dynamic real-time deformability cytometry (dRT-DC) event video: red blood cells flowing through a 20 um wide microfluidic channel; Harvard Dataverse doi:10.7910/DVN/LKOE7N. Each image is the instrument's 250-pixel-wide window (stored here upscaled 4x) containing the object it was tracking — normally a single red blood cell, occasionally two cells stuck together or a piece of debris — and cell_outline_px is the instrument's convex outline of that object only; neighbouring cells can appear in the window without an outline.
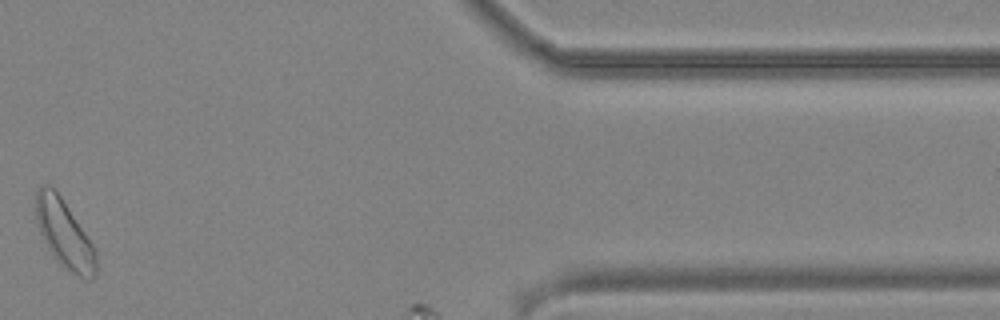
{"species": "common noctule bat (a hibernating species)", "species_latin": "Nyctalus noctula", "temperature_condition": "cold", "stored_images_in_passage": 34, "camera_frame_rate_fps": 3000, "um_per_image_px": 0.085, "animal": {"sex": "male", "body_mass_g": 19.2, "forearm_length_mm": 51.8}, "frame": {"image": 1, "passage_image": 31, "time_ms": 10.0, "image_size_px": [1000, 320], "cell_outline_px": [[96, 276], [92, 280], [88, 280], [64, 268], [56, 260], [48, 248], [40, 232], [36, 216], [36, 192], [44, 184], [48, 184], [56, 188], [96, 248]], "centroid_in_image_um": [5.5, 19.87], "position_along_channel_um": 405.9, "area_um2": 23.99}}